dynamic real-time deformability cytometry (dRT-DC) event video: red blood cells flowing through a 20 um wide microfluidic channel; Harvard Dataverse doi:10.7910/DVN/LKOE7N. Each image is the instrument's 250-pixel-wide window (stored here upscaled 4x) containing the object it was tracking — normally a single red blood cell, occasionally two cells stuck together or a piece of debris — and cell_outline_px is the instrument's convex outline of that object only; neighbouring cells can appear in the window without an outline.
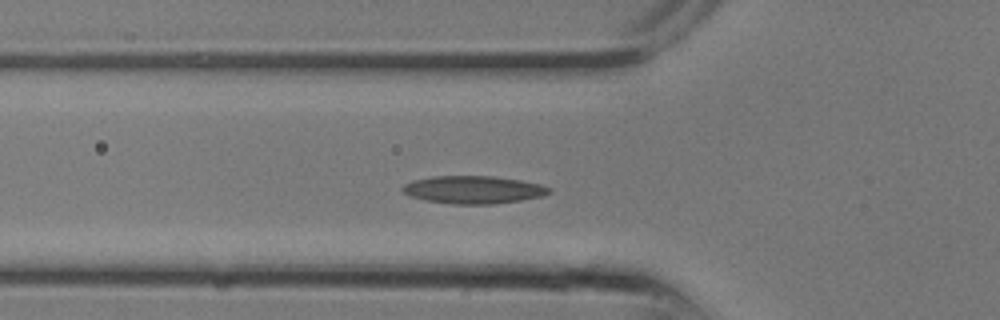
{"species": "common noctule bat (a hibernating species)", "species_latin": "Nyctalus noctula", "temperature_condition": "room temperature", "stored_images_in_passage": 9, "camera_frame_rate_fps": 3000, "um_per_image_px": 0.085, "animal": {"sex": "male", "body_mass_g": 13.3}, "frame": {"image": 1, "passage_image": 7, "time_ms": 2.0, "image_size_px": [1000, 320], "cell_outline_px": [[552, 192], [544, 196], [496, 204], [452, 204], [424, 200], [408, 196], [400, 188], [404, 184], [412, 180], [432, 176], [492, 176], [520, 180], [540, 184], [552, 188]], "centroid_in_image_um": [40.23, 16.13], "position_along_channel_um": 85.6, "area_um2": 23.93}}
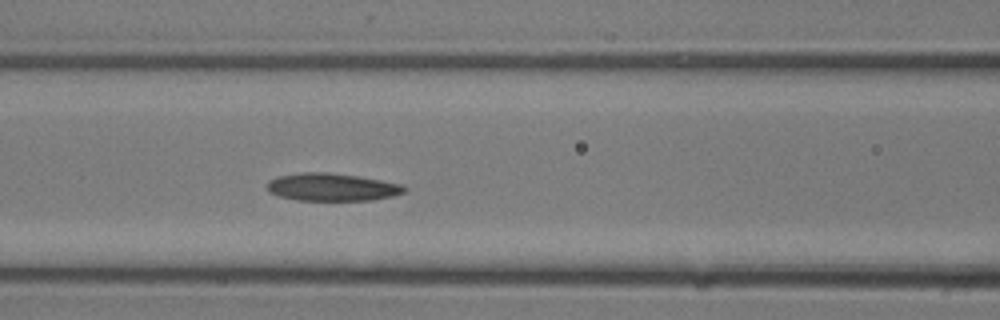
{"frame": {"image": 2, "passage_image": 9, "time_ms": 2.667, "image_size_px": [1000, 320], "cell_outline_px": [[408, 188], [404, 192], [392, 196], [372, 200], [296, 200], [280, 196], [268, 192], [268, 180], [276, 176], [300, 172], [328, 172], [356, 176], [404, 184]], "centroid_in_image_um": [28.21, 15.9], "position_along_channel_um": 138.4, "area_um2": 22.2}}